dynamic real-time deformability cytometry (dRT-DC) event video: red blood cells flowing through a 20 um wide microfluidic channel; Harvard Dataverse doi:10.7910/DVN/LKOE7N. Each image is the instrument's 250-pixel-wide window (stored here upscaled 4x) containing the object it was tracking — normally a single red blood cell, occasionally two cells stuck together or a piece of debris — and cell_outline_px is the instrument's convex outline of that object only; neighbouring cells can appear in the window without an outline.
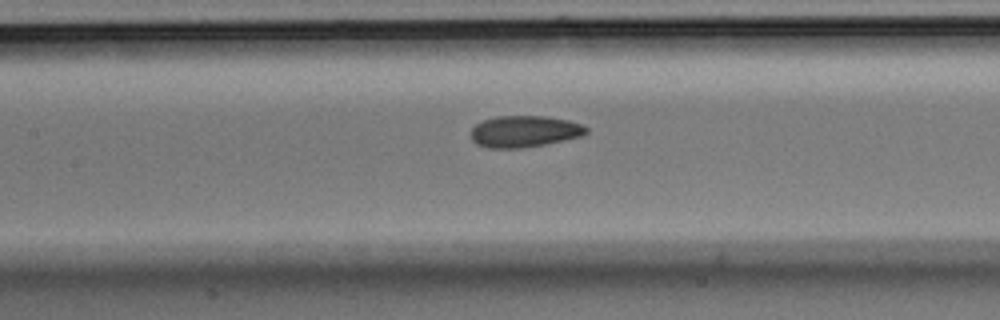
{"species": "Egyptian fruit bat (a non-hibernating species)", "species_latin": "Rousettus aegyptiacus", "temperature_condition": "room temperature", "stored_images_in_passage": 5, "segment_of_instrument_passage": [1, 2], "camera_frame_rate_fps": 3000, "um_per_image_px": 0.085, "animal": {"sex": "male"}, "frame": {"image": 1, "passage_image": 4, "time_ms": 1.0, "image_size_px": [1000, 320], "cell_outline_px": [[588, 132], [580, 136], [564, 140], [544, 144], [520, 148], [488, 148], [476, 144], [472, 140], [472, 128], [476, 124], [484, 120], [496, 116], [544, 116], [568, 120], [580, 124], [588, 128]], "centroid_in_image_um": [44.56, 11.17], "position_along_channel_um": 162.8, "area_um2": 21.04}}